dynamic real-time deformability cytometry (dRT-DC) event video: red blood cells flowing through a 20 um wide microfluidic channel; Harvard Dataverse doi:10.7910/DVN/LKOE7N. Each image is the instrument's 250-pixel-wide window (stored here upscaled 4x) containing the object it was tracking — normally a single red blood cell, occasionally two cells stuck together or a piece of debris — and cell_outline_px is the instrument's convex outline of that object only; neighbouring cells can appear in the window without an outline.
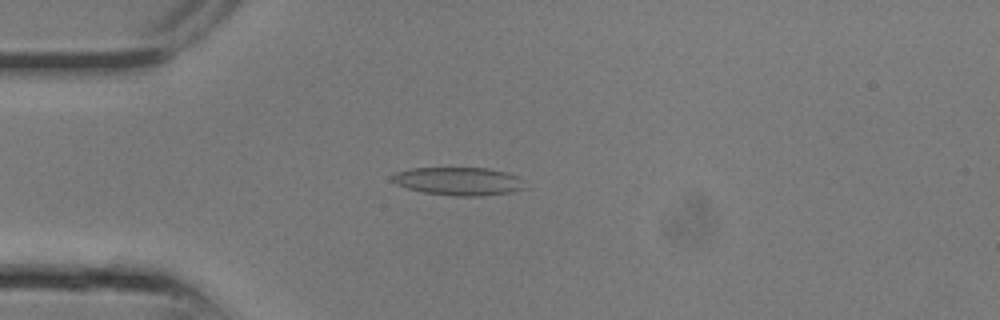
{"species": "common noctule bat (a hibernating species)", "species_latin": "Nyctalus noctula", "temperature_condition": "room temperature", "stored_images_in_passage": 24, "camera_frame_rate_fps": 3000, "um_per_image_px": 0.085, "animal": {"sex": "male", "body_mass_g": 13.3}, "frame": {"image": 1, "passage_image": 6, "time_ms": 1.667, "image_size_px": [1000, 320], "cell_outline_px": [[524, 188], [512, 192], [480, 196], [456, 196], [424, 192], [408, 188], [396, 184], [392, 180], [392, 176], [396, 172], [412, 168], [488, 168], [504, 172], [516, 176]], "centroid_in_image_um": [38.93, 15.4], "position_along_channel_um": 46.1, "area_um2": 21.33}}
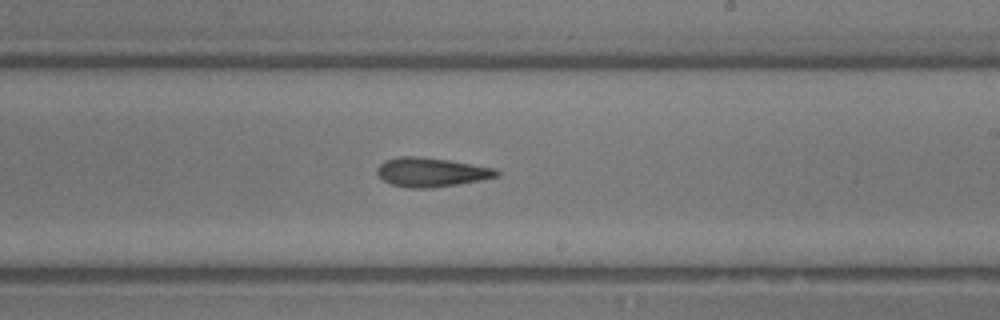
{"frame": {"image": 2, "passage_image": 14, "time_ms": 4.333, "image_size_px": [1000, 320], "cell_outline_px": [[500, 176], [480, 180], [432, 188], [408, 188], [392, 184], [384, 180], [376, 172], [376, 168], [384, 160], [396, 156], [416, 156], [448, 160], [496, 168], [500, 172]], "centroid_in_image_um": [36.65, 14.63], "position_along_channel_um": 252.3, "area_um2": 20.29}}
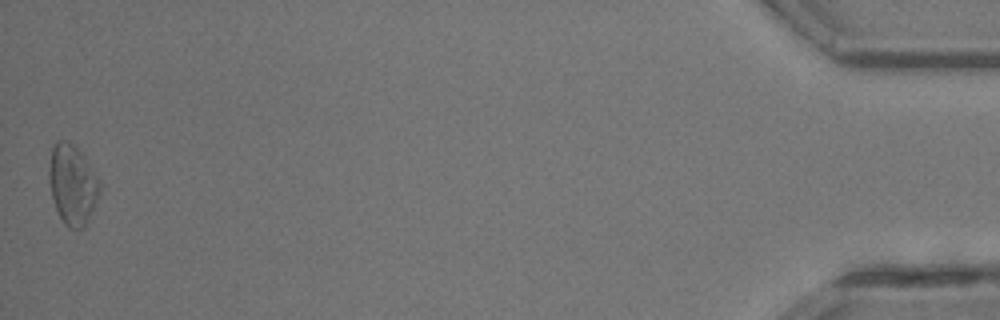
{"frame": {"image": 3, "passage_image": 24, "time_ms": 7.667, "image_size_px": [1000, 320], "cell_outline_px": [[100, 192], [92, 212], [84, 228], [68, 228], [64, 224], [56, 208], [52, 196], [48, 180], [48, 172], [52, 148], [56, 140], [68, 140], [84, 156], [100, 180]], "centroid_in_image_um": [6.16, 15.68], "position_along_channel_um": 429.0, "area_um2": 23.58}}